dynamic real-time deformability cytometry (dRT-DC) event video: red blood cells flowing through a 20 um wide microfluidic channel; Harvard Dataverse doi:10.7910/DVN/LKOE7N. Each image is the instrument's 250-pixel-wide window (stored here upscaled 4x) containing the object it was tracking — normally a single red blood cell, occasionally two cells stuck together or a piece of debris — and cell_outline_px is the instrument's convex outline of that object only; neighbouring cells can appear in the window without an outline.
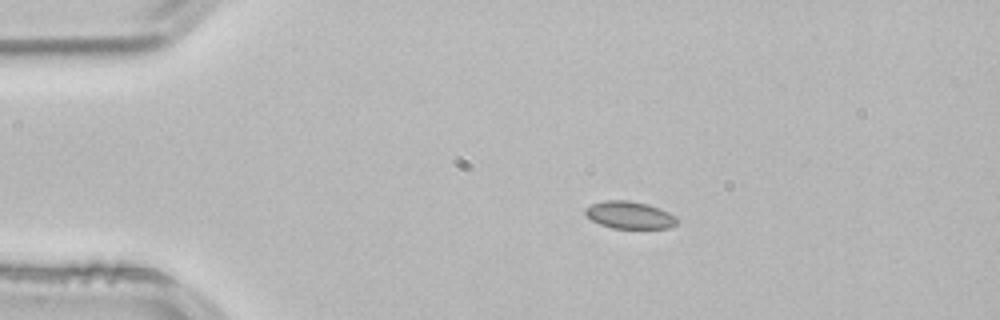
{"species": "common noctule bat (a hibernating species)", "species_latin": "Nyctalus noctula", "temperature_condition": "room temperature", "stored_images_in_passage": 44, "camera_frame_rate_fps": 3000, "um_per_image_px": 0.085, "animal": {"sex": "male", "body_mass_g": 21.5, "forearm_length_mm": 52.0}, "frame": {"image": 1, "passage_image": 1, "time_ms": 0.0, "image_size_px": [1000, 320], "cell_outline_px": [[680, 220], [676, 224], [668, 228], [612, 228], [600, 224], [584, 216], [584, 208], [592, 204], [604, 200], [628, 200], [648, 204], [660, 208], [676, 216]], "centroid_in_image_um": [53.5, 18.27], "position_along_channel_um": 31.5, "area_um2": 14.8}}
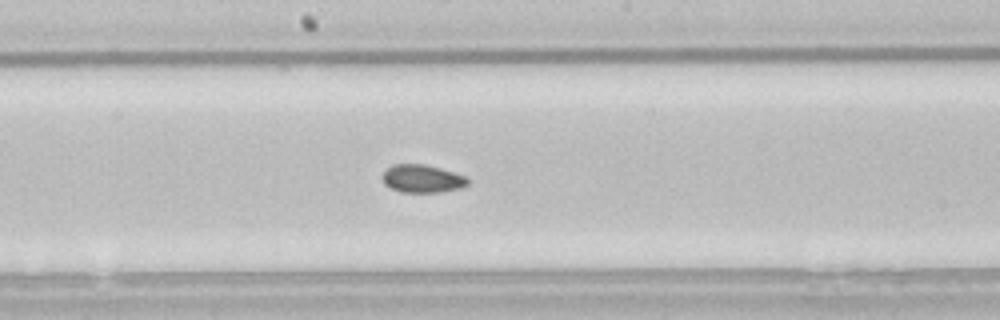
{"frame": {"image": 2, "passage_image": 19, "time_ms": 6.0, "image_size_px": [1000, 320], "cell_outline_px": [[468, 184], [460, 188], [440, 192], [400, 192], [384, 184], [384, 172], [392, 164], [424, 164], [440, 168], [464, 176], [468, 180]], "centroid_in_image_um": [35.88, 15.19], "position_along_channel_um": 212.3, "area_um2": 13.64}}
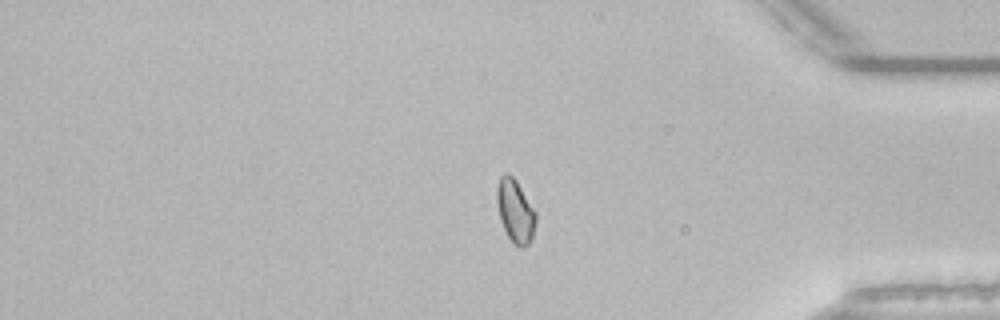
{"frame": {"image": 3, "passage_image": 35, "time_ms": 11.333, "image_size_px": [1000, 320], "cell_outline_px": [[536, 220], [532, 236], [528, 244], [524, 248], [520, 248], [512, 244], [500, 220], [496, 200], [496, 188], [500, 176], [504, 172], [508, 172], [516, 180], [536, 212]], "centroid_in_image_um": [43.78, 17.93], "position_along_channel_um": 391.4, "area_um2": 14.45}, "authors_computed_cell_mechanics": {"area_um2": 14.1899, "velocity_mm_per_s": 3.8284, "shape_relaxation_time_tau1_ms": 7.9782, "shape_relaxation_time_tau2_ms": 4.1408, "deformation_change_tau1": 0.0576, "deformation_change_tau2": 0.0609}}